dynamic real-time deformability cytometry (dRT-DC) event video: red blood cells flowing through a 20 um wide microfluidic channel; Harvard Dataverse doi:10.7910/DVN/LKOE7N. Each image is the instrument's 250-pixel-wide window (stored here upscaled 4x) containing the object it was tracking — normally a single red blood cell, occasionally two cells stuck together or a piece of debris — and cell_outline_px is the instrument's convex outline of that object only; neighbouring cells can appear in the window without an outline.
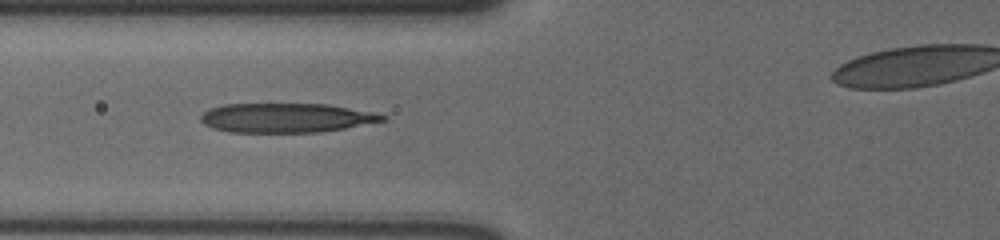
{"species": "human", "species_latin": "Homo sapiens", "temperature_condition": "cold", "stored_images_in_passage": 45, "camera_frame_rate_fps": 3000, "um_per_image_px": 0.085, "donor": {"sex": "male"}, "frame": {"image": 1, "passage_image": 15, "time_ms": 4.667, "image_size_px": [1000, 240], "cell_outline_px": [[388, 120], [344, 128], [320, 132], [228, 132], [212, 128], [204, 124], [200, 120], [200, 116], [208, 108], [224, 104], [328, 104], [372, 112], [388, 116]], "centroid_in_image_um": [24.3, 10.01], "position_along_channel_um": 101.5, "area_um2": 31.15}}
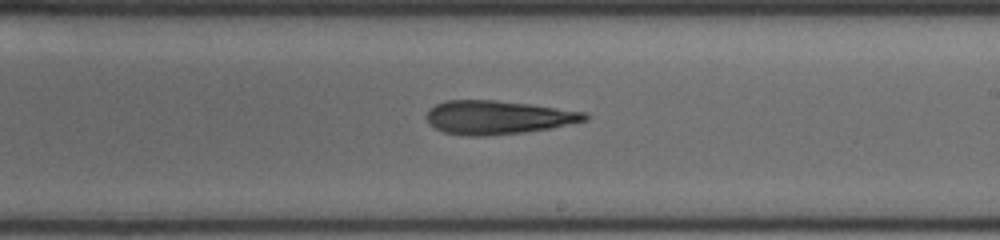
{"frame": {"image": 2, "passage_image": 27, "time_ms": 8.667, "image_size_px": [1000, 240], "cell_outline_px": [[588, 120], [552, 128], [524, 132], [484, 136], [468, 136], [444, 132], [436, 128], [424, 116], [428, 108], [444, 100], [496, 100], [528, 104], [584, 112], [588, 116]], "centroid_in_image_um": [42.27, 9.97], "position_along_channel_um": 246.7, "area_um2": 30.92}}
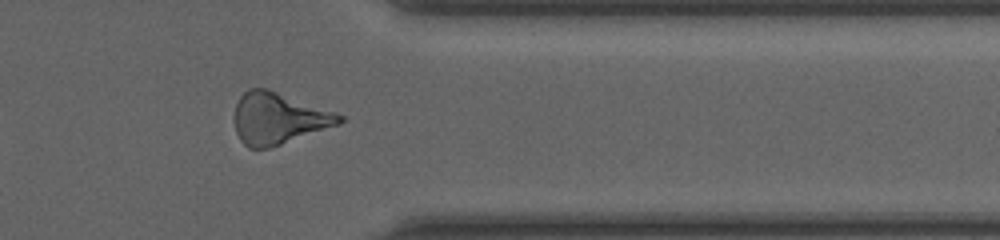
{"frame": {"image": 3, "passage_image": 39, "time_ms": 12.667, "image_size_px": [1000, 240], "cell_outline_px": [[344, 120], [340, 124], [268, 148], [248, 148], [240, 140], [236, 132], [232, 116], [236, 104], [240, 96], [248, 88], [264, 88], [336, 112], [344, 116]], "centroid_in_image_um": [23.62, 10.06], "position_along_channel_um": 387.8, "area_um2": 31.33}}